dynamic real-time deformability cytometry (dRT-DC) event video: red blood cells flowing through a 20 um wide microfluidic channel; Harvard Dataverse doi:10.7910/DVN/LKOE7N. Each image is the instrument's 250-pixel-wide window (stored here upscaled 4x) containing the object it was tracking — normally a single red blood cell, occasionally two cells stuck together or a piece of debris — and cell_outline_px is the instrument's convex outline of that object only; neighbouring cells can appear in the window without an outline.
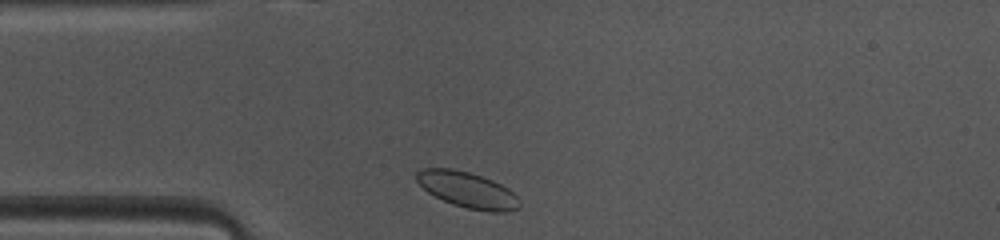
{"species": "common noctule bat (a hibernating species)", "species_latin": "Nyctalus noctula", "temperature_condition": "warm", "stored_images_in_passage": 38, "camera_frame_rate_fps": 3000, "um_per_image_px": 0.085, "animal": {"sex": "female", "body_mass_g": 10.0, "forearm_length_mm": 53.1}, "frame": {"image": 1, "passage_image": 1, "time_ms": 0.0, "image_size_px": [1000, 240], "cell_outline_px": [[520, 208], [504, 212], [488, 212], [468, 208], [452, 204], [428, 192], [416, 180], [416, 172], [424, 168], [452, 168], [468, 172], [492, 180], [508, 188], [520, 200]], "centroid_in_image_um": [39.75, 16.14], "position_along_channel_um": 45.2, "area_um2": 21.33}}
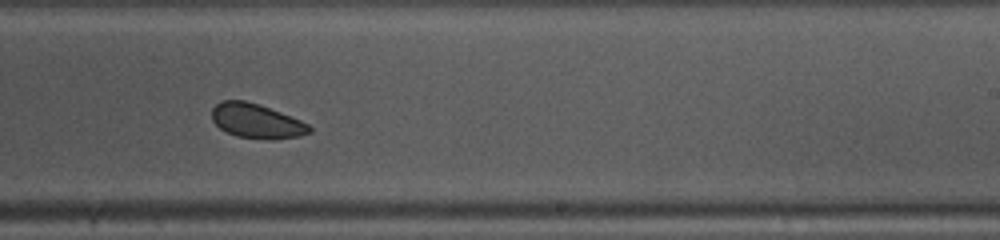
{"frame": {"image": 2, "passage_image": 18, "time_ms": 5.667, "image_size_px": [1000, 240], "cell_outline_px": [[312, 132], [300, 136], [272, 140], [268, 140], [236, 136], [220, 128], [212, 120], [212, 108], [220, 100], [244, 100], [260, 104], [300, 120], [308, 124], [312, 128]], "centroid_in_image_um": [21.81, 10.29], "position_along_channel_um": 267.2, "area_um2": 19.71}}
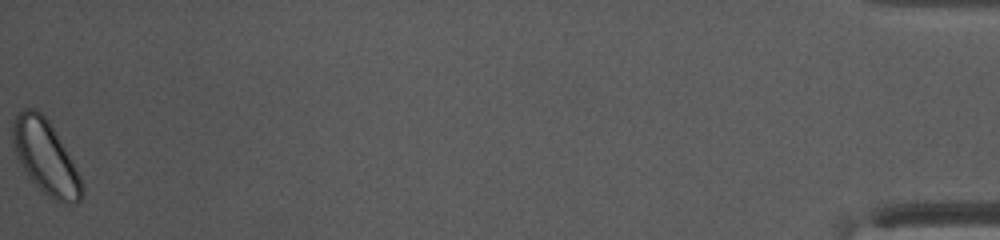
{"frame": {"image": 3, "passage_image": 38, "time_ms": 12.333, "image_size_px": [1000, 240], "cell_outline_px": [[84, 192], [80, 200], [72, 204], [68, 204], [56, 200], [48, 196], [28, 176], [20, 164], [16, 156], [12, 140], [12, 124], [16, 116], [24, 108], [36, 108], [48, 120], [80, 176]], "centroid_in_image_um": [3.85, 13.36], "position_along_channel_um": 431.4, "area_um2": 29.07}, "authors_computed_cell_mechanics": {"area_um2": 20.6057, "velocity_mm_per_s": 4.0758, "shape_relaxation_time_tau1_ms": 2.4084, "shape_relaxation_time_tau2_ms": 1.7135, "deformation_change_tau1": 0.0401, "deformation_change_tau2": 0.0436}}